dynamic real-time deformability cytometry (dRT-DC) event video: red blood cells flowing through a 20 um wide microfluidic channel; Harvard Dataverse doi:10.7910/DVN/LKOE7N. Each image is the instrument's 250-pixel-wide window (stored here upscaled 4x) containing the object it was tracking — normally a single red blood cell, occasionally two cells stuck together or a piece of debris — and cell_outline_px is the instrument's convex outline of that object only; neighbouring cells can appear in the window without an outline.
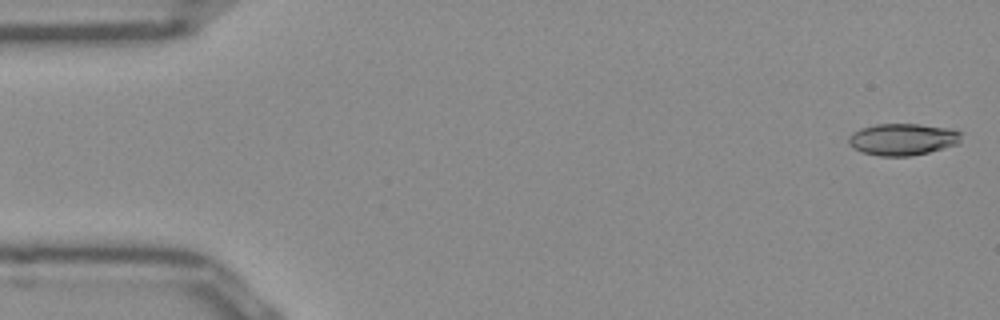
{"species": "Egyptian fruit bat (a non-hibernating species)", "species_latin": "Rousettus aegyptiacus", "temperature_condition": "room temperature", "stored_images_in_passage": 51, "camera_frame_rate_fps": 3000, "um_per_image_px": 0.085, "frame": {"image": 1, "passage_image": 1, "time_ms": 0.0, "image_size_px": [1000, 320], "cell_outline_px": [[964, 132], [960, 140], [956, 144], [944, 148], [912, 156], [880, 156], [860, 152], [852, 148], [848, 144], [848, 136], [852, 132], [860, 128], [876, 124], [920, 124], [952, 128]], "centroid_in_image_um": [76.72, 11.84], "position_along_channel_um": 8.3, "area_um2": 21.27}}
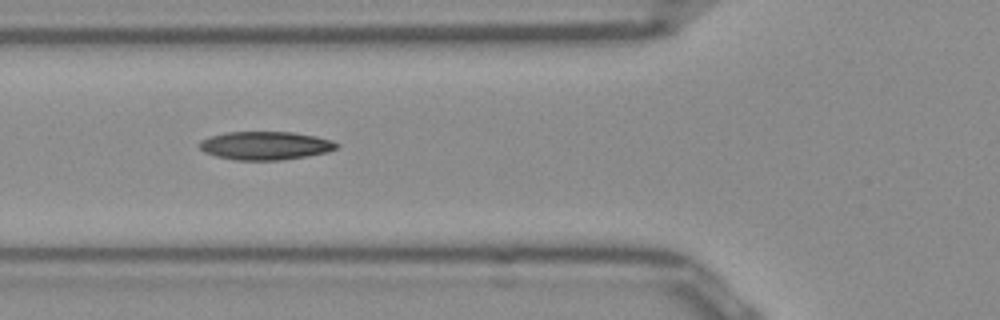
{"frame": {"image": 2, "passage_image": 18, "time_ms": 5.667, "image_size_px": [1000, 320], "cell_outline_px": [[340, 144], [336, 148], [328, 152], [280, 160], [236, 160], [216, 156], [204, 152], [200, 148], [200, 140], [208, 136], [228, 132], [292, 132], [316, 136], [332, 140]], "centroid_in_image_um": [22.55, 12.37], "position_along_channel_um": 103.3, "area_um2": 22.6}}
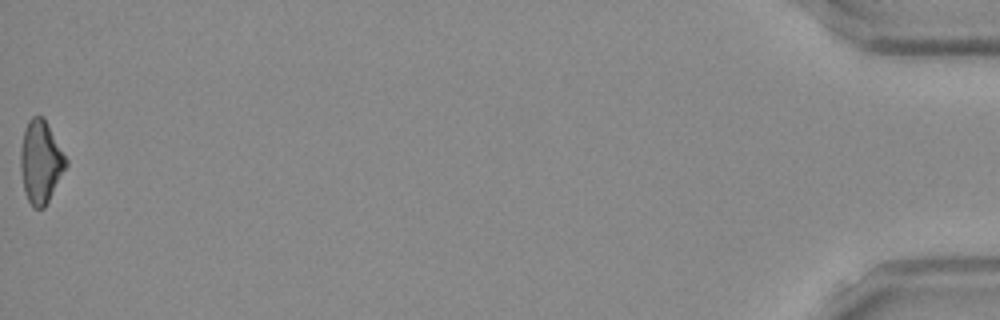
{"frame": {"image": 3, "passage_image": 51, "time_ms": 16.667, "image_size_px": [1000, 320], "cell_outline_px": [[68, 164], [44, 208], [32, 208], [24, 192], [20, 172], [20, 148], [24, 128], [28, 120], [32, 116], [44, 116], [68, 160]], "centroid_in_image_um": [3.44, 13.73], "position_along_channel_um": 431.8, "area_um2": 22.14}, "authors_computed_cell_mechanics": {"area_um2": 21.7906, "velocity_mm_per_s": 3.9388, "shape_relaxation_time_tau1_ms": 6.5046, "shape_relaxation_time_tau2_ms": 9.529, "deformation_change_tau1": 0.1701, "deformation_change_tau2": 0.1804}}